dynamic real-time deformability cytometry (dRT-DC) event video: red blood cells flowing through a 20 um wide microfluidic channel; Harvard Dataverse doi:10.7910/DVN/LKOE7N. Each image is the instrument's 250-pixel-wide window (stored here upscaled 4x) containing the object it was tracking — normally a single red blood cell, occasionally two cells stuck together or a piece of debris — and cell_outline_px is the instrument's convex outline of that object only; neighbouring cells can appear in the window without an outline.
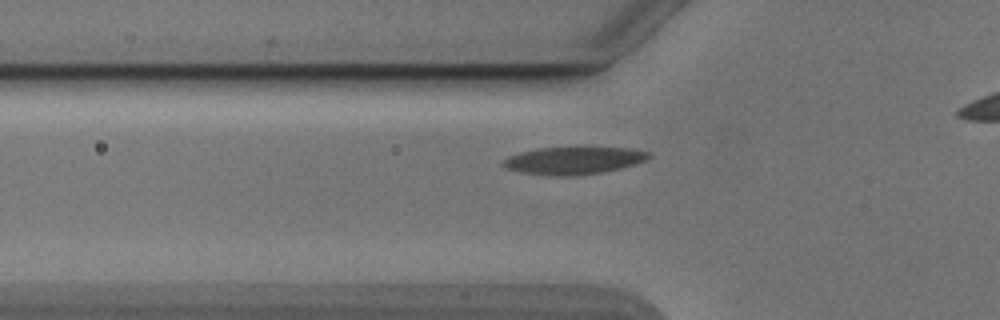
{"species": "Egyptian fruit bat (a non-hibernating species)", "species_latin": "Rousettus aegyptiacus", "temperature_condition": "cold", "stored_images_in_passage": 33, "camera_frame_rate_fps": 3000, "um_per_image_px": 0.085, "animal": {"sex": "male"}, "frame": {"image": 1, "passage_image": 7, "time_ms": 2.0, "image_size_px": [1000, 320], "cell_outline_px": [[652, 156], [648, 160], [636, 164], [604, 172], [572, 176], [552, 176], [524, 172], [508, 168], [500, 164], [500, 160], [508, 156], [520, 152], [540, 148], [628, 148], [652, 152]], "centroid_in_image_um": [48.79, 13.65], "position_along_channel_um": 77.0, "area_um2": 23.29}}
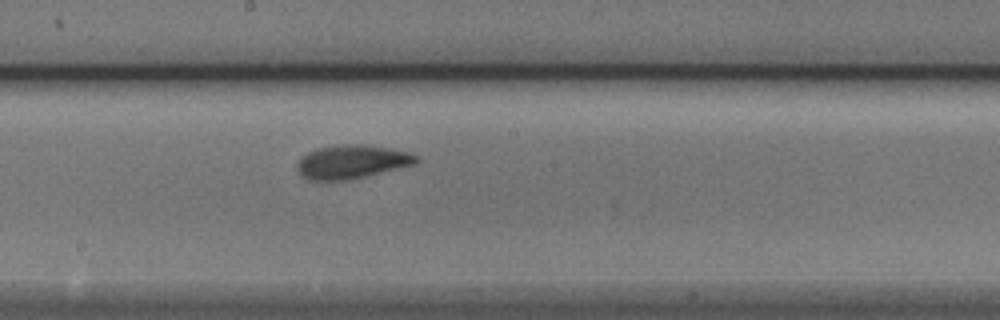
{"frame": {"image": 2, "passage_image": 18, "time_ms": 5.667, "image_size_px": [1000, 320], "cell_outline_px": [[420, 160], [416, 164], [348, 180], [308, 180], [296, 168], [296, 164], [300, 156], [316, 148], [344, 144], [364, 144], [408, 152], [420, 156]], "centroid_in_image_um": [29.9, 13.74], "position_along_channel_um": 218.3, "area_um2": 23.35}}
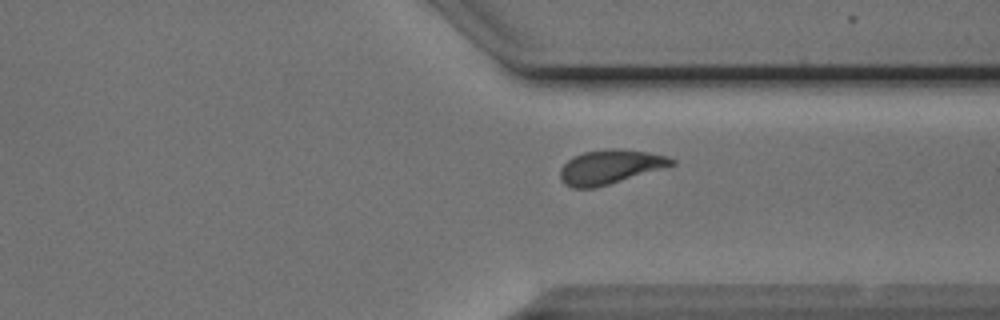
{"frame": {"image": 3, "passage_image": 29, "time_ms": 9.333, "image_size_px": [1000, 320], "cell_outline_px": [[676, 164], [664, 168], [608, 184], [592, 188], [572, 188], [564, 184], [560, 176], [560, 168], [572, 156], [584, 152], [612, 148], [620, 148], [648, 152], [668, 156], [676, 160]], "centroid_in_image_um": [51.86, 14.17], "position_along_channel_um": 359.5, "area_um2": 22.2}}